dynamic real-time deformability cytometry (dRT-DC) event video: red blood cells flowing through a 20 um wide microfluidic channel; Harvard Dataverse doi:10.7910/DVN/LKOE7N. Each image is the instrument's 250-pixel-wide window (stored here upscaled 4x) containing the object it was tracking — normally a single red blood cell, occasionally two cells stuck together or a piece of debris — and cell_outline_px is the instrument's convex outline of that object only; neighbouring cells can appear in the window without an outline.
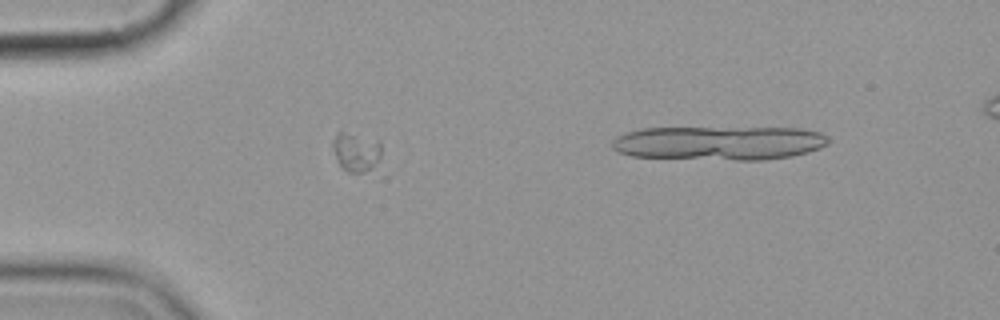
{"species": "common noctule bat (a hibernating species)", "species_latin": "Nyctalus noctula", "temperature_condition": "cold", "stored_images_in_passage": 3, "camera_frame_rate_fps": 3000, "um_per_image_px": 0.085, "animal": {"sex": "female", "body_mass_g": 19.9}, "frame": {"image": 1, "passage_image": 2, "time_ms": 1.0, "image_size_px": [1000, 320], "cell_outline_px": [[380, 156], [372, 168], [364, 172], [348, 172], [340, 164], [332, 148], [332, 140], [340, 132], [380, 140]], "centroid_in_image_um": [30.27, 12.91], "position_along_channel_um": 54.7, "area_um2": 10.64}}